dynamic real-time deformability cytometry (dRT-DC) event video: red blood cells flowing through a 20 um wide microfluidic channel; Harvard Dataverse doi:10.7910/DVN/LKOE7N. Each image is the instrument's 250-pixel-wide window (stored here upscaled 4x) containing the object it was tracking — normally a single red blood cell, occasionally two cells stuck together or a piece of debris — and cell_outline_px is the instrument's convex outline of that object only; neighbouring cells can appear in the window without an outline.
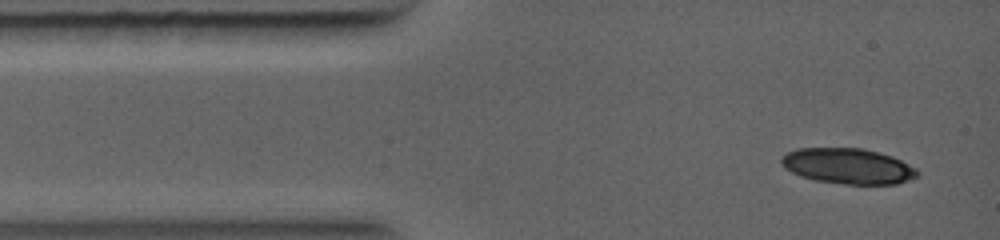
{"species": "common noctule bat (a hibernating species)", "species_latin": "Nyctalus noctula", "temperature_condition": "warm", "stored_images_in_passage": 9, "camera_frame_rate_fps": 5000, "um_per_image_px": 0.085, "animal": {"sex": "female", "body_mass_g": 19.0, "forearm_length_mm": 56.7}, "frame": {"image": 1, "passage_image": 3, "time_ms": 0.4, "image_size_px": [1000, 240], "cell_outline_px": [[920, 172], [916, 176], [908, 180], [896, 184], [844, 184], [816, 180], [800, 176], [784, 168], [780, 164], [780, 156], [784, 152], [796, 148], [864, 148], [892, 156], [916, 168]], "centroid_in_image_um": [72.02, 14.1], "position_along_channel_um": 13.0, "area_um2": 28.38}}